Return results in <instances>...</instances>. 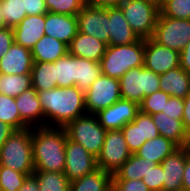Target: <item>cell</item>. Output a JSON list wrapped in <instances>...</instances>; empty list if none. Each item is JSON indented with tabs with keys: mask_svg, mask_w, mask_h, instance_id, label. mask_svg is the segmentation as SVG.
I'll use <instances>...</instances> for the list:
<instances>
[{
	"mask_svg": "<svg viewBox=\"0 0 190 191\" xmlns=\"http://www.w3.org/2000/svg\"><path fill=\"white\" fill-rule=\"evenodd\" d=\"M44 114V126L65 127L86 114L85 92L76 86L55 87L38 92Z\"/></svg>",
	"mask_w": 190,
	"mask_h": 191,
	"instance_id": "obj_1",
	"label": "cell"
},
{
	"mask_svg": "<svg viewBox=\"0 0 190 191\" xmlns=\"http://www.w3.org/2000/svg\"><path fill=\"white\" fill-rule=\"evenodd\" d=\"M67 138L64 127H32L31 140L35 171L64 173Z\"/></svg>",
	"mask_w": 190,
	"mask_h": 191,
	"instance_id": "obj_2",
	"label": "cell"
},
{
	"mask_svg": "<svg viewBox=\"0 0 190 191\" xmlns=\"http://www.w3.org/2000/svg\"><path fill=\"white\" fill-rule=\"evenodd\" d=\"M145 39L132 44L107 45L100 60L101 73L120 79L128 70L144 65Z\"/></svg>",
	"mask_w": 190,
	"mask_h": 191,
	"instance_id": "obj_3",
	"label": "cell"
},
{
	"mask_svg": "<svg viewBox=\"0 0 190 191\" xmlns=\"http://www.w3.org/2000/svg\"><path fill=\"white\" fill-rule=\"evenodd\" d=\"M32 128L15 130L0 149V165L31 175L35 171L33 161Z\"/></svg>",
	"mask_w": 190,
	"mask_h": 191,
	"instance_id": "obj_4",
	"label": "cell"
},
{
	"mask_svg": "<svg viewBox=\"0 0 190 191\" xmlns=\"http://www.w3.org/2000/svg\"><path fill=\"white\" fill-rule=\"evenodd\" d=\"M64 128L68 139L82 145L94 157L99 156L107 130L99 123L95 114L79 116Z\"/></svg>",
	"mask_w": 190,
	"mask_h": 191,
	"instance_id": "obj_5",
	"label": "cell"
},
{
	"mask_svg": "<svg viewBox=\"0 0 190 191\" xmlns=\"http://www.w3.org/2000/svg\"><path fill=\"white\" fill-rule=\"evenodd\" d=\"M119 7L139 38H152L160 14V4L153 0H126Z\"/></svg>",
	"mask_w": 190,
	"mask_h": 191,
	"instance_id": "obj_6",
	"label": "cell"
},
{
	"mask_svg": "<svg viewBox=\"0 0 190 191\" xmlns=\"http://www.w3.org/2000/svg\"><path fill=\"white\" fill-rule=\"evenodd\" d=\"M121 99L140 104L144 97L160 90L159 75L150 69L136 67L128 70L119 79Z\"/></svg>",
	"mask_w": 190,
	"mask_h": 191,
	"instance_id": "obj_7",
	"label": "cell"
},
{
	"mask_svg": "<svg viewBox=\"0 0 190 191\" xmlns=\"http://www.w3.org/2000/svg\"><path fill=\"white\" fill-rule=\"evenodd\" d=\"M152 39L163 46L181 52L190 40V20L159 14Z\"/></svg>",
	"mask_w": 190,
	"mask_h": 191,
	"instance_id": "obj_8",
	"label": "cell"
},
{
	"mask_svg": "<svg viewBox=\"0 0 190 191\" xmlns=\"http://www.w3.org/2000/svg\"><path fill=\"white\" fill-rule=\"evenodd\" d=\"M120 99L119 79L101 74L85 92L86 113L97 114Z\"/></svg>",
	"mask_w": 190,
	"mask_h": 191,
	"instance_id": "obj_9",
	"label": "cell"
},
{
	"mask_svg": "<svg viewBox=\"0 0 190 191\" xmlns=\"http://www.w3.org/2000/svg\"><path fill=\"white\" fill-rule=\"evenodd\" d=\"M131 154L122 130H107L101 153L97 157V167L113 175Z\"/></svg>",
	"mask_w": 190,
	"mask_h": 191,
	"instance_id": "obj_10",
	"label": "cell"
},
{
	"mask_svg": "<svg viewBox=\"0 0 190 191\" xmlns=\"http://www.w3.org/2000/svg\"><path fill=\"white\" fill-rule=\"evenodd\" d=\"M78 31L109 45V8L85 4L77 14Z\"/></svg>",
	"mask_w": 190,
	"mask_h": 191,
	"instance_id": "obj_11",
	"label": "cell"
},
{
	"mask_svg": "<svg viewBox=\"0 0 190 191\" xmlns=\"http://www.w3.org/2000/svg\"><path fill=\"white\" fill-rule=\"evenodd\" d=\"M66 162L64 174L69 181H74L88 175L97 169V158L88 152L82 145L67 138L65 143Z\"/></svg>",
	"mask_w": 190,
	"mask_h": 191,
	"instance_id": "obj_12",
	"label": "cell"
},
{
	"mask_svg": "<svg viewBox=\"0 0 190 191\" xmlns=\"http://www.w3.org/2000/svg\"><path fill=\"white\" fill-rule=\"evenodd\" d=\"M161 75L180 66V52L156 43L152 38L145 39L144 65Z\"/></svg>",
	"mask_w": 190,
	"mask_h": 191,
	"instance_id": "obj_13",
	"label": "cell"
},
{
	"mask_svg": "<svg viewBox=\"0 0 190 191\" xmlns=\"http://www.w3.org/2000/svg\"><path fill=\"white\" fill-rule=\"evenodd\" d=\"M139 112V104L120 99L95 115L105 130H116L122 129L129 122H133Z\"/></svg>",
	"mask_w": 190,
	"mask_h": 191,
	"instance_id": "obj_14",
	"label": "cell"
},
{
	"mask_svg": "<svg viewBox=\"0 0 190 191\" xmlns=\"http://www.w3.org/2000/svg\"><path fill=\"white\" fill-rule=\"evenodd\" d=\"M33 58L31 50L15 41L0 59V74H31Z\"/></svg>",
	"mask_w": 190,
	"mask_h": 191,
	"instance_id": "obj_15",
	"label": "cell"
},
{
	"mask_svg": "<svg viewBox=\"0 0 190 191\" xmlns=\"http://www.w3.org/2000/svg\"><path fill=\"white\" fill-rule=\"evenodd\" d=\"M163 168L162 191H182L185 168V147H179L161 163Z\"/></svg>",
	"mask_w": 190,
	"mask_h": 191,
	"instance_id": "obj_16",
	"label": "cell"
},
{
	"mask_svg": "<svg viewBox=\"0 0 190 191\" xmlns=\"http://www.w3.org/2000/svg\"><path fill=\"white\" fill-rule=\"evenodd\" d=\"M78 32L77 17L47 12L44 33L69 45Z\"/></svg>",
	"mask_w": 190,
	"mask_h": 191,
	"instance_id": "obj_17",
	"label": "cell"
},
{
	"mask_svg": "<svg viewBox=\"0 0 190 191\" xmlns=\"http://www.w3.org/2000/svg\"><path fill=\"white\" fill-rule=\"evenodd\" d=\"M21 120L28 127L44 126V114L38 92L31 87L15 98Z\"/></svg>",
	"mask_w": 190,
	"mask_h": 191,
	"instance_id": "obj_18",
	"label": "cell"
},
{
	"mask_svg": "<svg viewBox=\"0 0 190 191\" xmlns=\"http://www.w3.org/2000/svg\"><path fill=\"white\" fill-rule=\"evenodd\" d=\"M45 14L27 15L14 30V40L20 46L32 49L36 42L45 35Z\"/></svg>",
	"mask_w": 190,
	"mask_h": 191,
	"instance_id": "obj_19",
	"label": "cell"
},
{
	"mask_svg": "<svg viewBox=\"0 0 190 191\" xmlns=\"http://www.w3.org/2000/svg\"><path fill=\"white\" fill-rule=\"evenodd\" d=\"M139 39L125 19L121 8L109 7V45L132 44Z\"/></svg>",
	"mask_w": 190,
	"mask_h": 191,
	"instance_id": "obj_20",
	"label": "cell"
},
{
	"mask_svg": "<svg viewBox=\"0 0 190 191\" xmlns=\"http://www.w3.org/2000/svg\"><path fill=\"white\" fill-rule=\"evenodd\" d=\"M107 48V44L101 40L77 32L76 36L68 45V53L73 56L100 62Z\"/></svg>",
	"mask_w": 190,
	"mask_h": 191,
	"instance_id": "obj_21",
	"label": "cell"
},
{
	"mask_svg": "<svg viewBox=\"0 0 190 191\" xmlns=\"http://www.w3.org/2000/svg\"><path fill=\"white\" fill-rule=\"evenodd\" d=\"M160 90L184 99L190 93V74L180 66L159 75Z\"/></svg>",
	"mask_w": 190,
	"mask_h": 191,
	"instance_id": "obj_22",
	"label": "cell"
},
{
	"mask_svg": "<svg viewBox=\"0 0 190 191\" xmlns=\"http://www.w3.org/2000/svg\"><path fill=\"white\" fill-rule=\"evenodd\" d=\"M159 134L174 142L178 147H186L188 132L183 121L167 116L163 112L151 115Z\"/></svg>",
	"mask_w": 190,
	"mask_h": 191,
	"instance_id": "obj_23",
	"label": "cell"
},
{
	"mask_svg": "<svg viewBox=\"0 0 190 191\" xmlns=\"http://www.w3.org/2000/svg\"><path fill=\"white\" fill-rule=\"evenodd\" d=\"M33 62H55L68 53V45L51 36H42L31 49Z\"/></svg>",
	"mask_w": 190,
	"mask_h": 191,
	"instance_id": "obj_24",
	"label": "cell"
},
{
	"mask_svg": "<svg viewBox=\"0 0 190 191\" xmlns=\"http://www.w3.org/2000/svg\"><path fill=\"white\" fill-rule=\"evenodd\" d=\"M178 148L174 142L159 135L144 142L135 154L149 161L152 160L155 164H160Z\"/></svg>",
	"mask_w": 190,
	"mask_h": 191,
	"instance_id": "obj_25",
	"label": "cell"
},
{
	"mask_svg": "<svg viewBox=\"0 0 190 191\" xmlns=\"http://www.w3.org/2000/svg\"><path fill=\"white\" fill-rule=\"evenodd\" d=\"M157 164L152 160L144 159L135 153L112 175V180H142L151 168Z\"/></svg>",
	"mask_w": 190,
	"mask_h": 191,
	"instance_id": "obj_26",
	"label": "cell"
},
{
	"mask_svg": "<svg viewBox=\"0 0 190 191\" xmlns=\"http://www.w3.org/2000/svg\"><path fill=\"white\" fill-rule=\"evenodd\" d=\"M112 187V174L95 169L88 175L70 182L69 191H108Z\"/></svg>",
	"mask_w": 190,
	"mask_h": 191,
	"instance_id": "obj_27",
	"label": "cell"
},
{
	"mask_svg": "<svg viewBox=\"0 0 190 191\" xmlns=\"http://www.w3.org/2000/svg\"><path fill=\"white\" fill-rule=\"evenodd\" d=\"M31 80L32 87L37 92L57 87L55 64L53 62H33Z\"/></svg>",
	"mask_w": 190,
	"mask_h": 191,
	"instance_id": "obj_28",
	"label": "cell"
},
{
	"mask_svg": "<svg viewBox=\"0 0 190 191\" xmlns=\"http://www.w3.org/2000/svg\"><path fill=\"white\" fill-rule=\"evenodd\" d=\"M101 74L99 62L76 57V87L79 90L86 92Z\"/></svg>",
	"mask_w": 190,
	"mask_h": 191,
	"instance_id": "obj_29",
	"label": "cell"
},
{
	"mask_svg": "<svg viewBox=\"0 0 190 191\" xmlns=\"http://www.w3.org/2000/svg\"><path fill=\"white\" fill-rule=\"evenodd\" d=\"M53 63L55 64L57 87L76 86V56L67 53Z\"/></svg>",
	"mask_w": 190,
	"mask_h": 191,
	"instance_id": "obj_30",
	"label": "cell"
},
{
	"mask_svg": "<svg viewBox=\"0 0 190 191\" xmlns=\"http://www.w3.org/2000/svg\"><path fill=\"white\" fill-rule=\"evenodd\" d=\"M31 87V74H1L0 76V94L16 98Z\"/></svg>",
	"mask_w": 190,
	"mask_h": 191,
	"instance_id": "obj_31",
	"label": "cell"
},
{
	"mask_svg": "<svg viewBox=\"0 0 190 191\" xmlns=\"http://www.w3.org/2000/svg\"><path fill=\"white\" fill-rule=\"evenodd\" d=\"M39 191H69L70 181L63 172L34 171Z\"/></svg>",
	"mask_w": 190,
	"mask_h": 191,
	"instance_id": "obj_32",
	"label": "cell"
},
{
	"mask_svg": "<svg viewBox=\"0 0 190 191\" xmlns=\"http://www.w3.org/2000/svg\"><path fill=\"white\" fill-rule=\"evenodd\" d=\"M0 121L9 124L15 130L28 128L21 120L15 98L4 94H0Z\"/></svg>",
	"mask_w": 190,
	"mask_h": 191,
	"instance_id": "obj_33",
	"label": "cell"
},
{
	"mask_svg": "<svg viewBox=\"0 0 190 191\" xmlns=\"http://www.w3.org/2000/svg\"><path fill=\"white\" fill-rule=\"evenodd\" d=\"M5 27H16L26 16L23 0H0Z\"/></svg>",
	"mask_w": 190,
	"mask_h": 191,
	"instance_id": "obj_34",
	"label": "cell"
},
{
	"mask_svg": "<svg viewBox=\"0 0 190 191\" xmlns=\"http://www.w3.org/2000/svg\"><path fill=\"white\" fill-rule=\"evenodd\" d=\"M121 130L132 154L147 141L146 139H143L142 112H139L133 122L127 123Z\"/></svg>",
	"mask_w": 190,
	"mask_h": 191,
	"instance_id": "obj_35",
	"label": "cell"
},
{
	"mask_svg": "<svg viewBox=\"0 0 190 191\" xmlns=\"http://www.w3.org/2000/svg\"><path fill=\"white\" fill-rule=\"evenodd\" d=\"M160 13L170 18L190 20V0H163Z\"/></svg>",
	"mask_w": 190,
	"mask_h": 191,
	"instance_id": "obj_36",
	"label": "cell"
},
{
	"mask_svg": "<svg viewBox=\"0 0 190 191\" xmlns=\"http://www.w3.org/2000/svg\"><path fill=\"white\" fill-rule=\"evenodd\" d=\"M45 4L48 12L77 16L86 0H45Z\"/></svg>",
	"mask_w": 190,
	"mask_h": 191,
	"instance_id": "obj_37",
	"label": "cell"
},
{
	"mask_svg": "<svg viewBox=\"0 0 190 191\" xmlns=\"http://www.w3.org/2000/svg\"><path fill=\"white\" fill-rule=\"evenodd\" d=\"M28 175L0 165L1 191H18Z\"/></svg>",
	"mask_w": 190,
	"mask_h": 191,
	"instance_id": "obj_38",
	"label": "cell"
},
{
	"mask_svg": "<svg viewBox=\"0 0 190 191\" xmlns=\"http://www.w3.org/2000/svg\"><path fill=\"white\" fill-rule=\"evenodd\" d=\"M169 98L170 95L164 91H155L153 94L143 98V101L139 104L140 112L148 115L162 112Z\"/></svg>",
	"mask_w": 190,
	"mask_h": 191,
	"instance_id": "obj_39",
	"label": "cell"
},
{
	"mask_svg": "<svg viewBox=\"0 0 190 191\" xmlns=\"http://www.w3.org/2000/svg\"><path fill=\"white\" fill-rule=\"evenodd\" d=\"M163 168L157 164L151 168L149 173L142 178V181L148 186L150 191H162L163 189Z\"/></svg>",
	"mask_w": 190,
	"mask_h": 191,
	"instance_id": "obj_40",
	"label": "cell"
},
{
	"mask_svg": "<svg viewBox=\"0 0 190 191\" xmlns=\"http://www.w3.org/2000/svg\"><path fill=\"white\" fill-rule=\"evenodd\" d=\"M114 191H150L142 180H112Z\"/></svg>",
	"mask_w": 190,
	"mask_h": 191,
	"instance_id": "obj_41",
	"label": "cell"
},
{
	"mask_svg": "<svg viewBox=\"0 0 190 191\" xmlns=\"http://www.w3.org/2000/svg\"><path fill=\"white\" fill-rule=\"evenodd\" d=\"M183 110L184 100L182 98L170 96L162 112L165 113L167 116L169 115L170 117H173L175 119L182 120Z\"/></svg>",
	"mask_w": 190,
	"mask_h": 191,
	"instance_id": "obj_42",
	"label": "cell"
},
{
	"mask_svg": "<svg viewBox=\"0 0 190 191\" xmlns=\"http://www.w3.org/2000/svg\"><path fill=\"white\" fill-rule=\"evenodd\" d=\"M142 132L143 139L146 140L153 139L160 135L151 115L142 113Z\"/></svg>",
	"mask_w": 190,
	"mask_h": 191,
	"instance_id": "obj_43",
	"label": "cell"
},
{
	"mask_svg": "<svg viewBox=\"0 0 190 191\" xmlns=\"http://www.w3.org/2000/svg\"><path fill=\"white\" fill-rule=\"evenodd\" d=\"M14 41L13 28L5 27L0 29V59L7 53Z\"/></svg>",
	"mask_w": 190,
	"mask_h": 191,
	"instance_id": "obj_44",
	"label": "cell"
},
{
	"mask_svg": "<svg viewBox=\"0 0 190 191\" xmlns=\"http://www.w3.org/2000/svg\"><path fill=\"white\" fill-rule=\"evenodd\" d=\"M27 15H41L48 12L45 0H23Z\"/></svg>",
	"mask_w": 190,
	"mask_h": 191,
	"instance_id": "obj_45",
	"label": "cell"
},
{
	"mask_svg": "<svg viewBox=\"0 0 190 191\" xmlns=\"http://www.w3.org/2000/svg\"><path fill=\"white\" fill-rule=\"evenodd\" d=\"M182 191H190V151L185 147V168L183 173Z\"/></svg>",
	"mask_w": 190,
	"mask_h": 191,
	"instance_id": "obj_46",
	"label": "cell"
},
{
	"mask_svg": "<svg viewBox=\"0 0 190 191\" xmlns=\"http://www.w3.org/2000/svg\"><path fill=\"white\" fill-rule=\"evenodd\" d=\"M180 67L190 74V40L180 52Z\"/></svg>",
	"mask_w": 190,
	"mask_h": 191,
	"instance_id": "obj_47",
	"label": "cell"
},
{
	"mask_svg": "<svg viewBox=\"0 0 190 191\" xmlns=\"http://www.w3.org/2000/svg\"><path fill=\"white\" fill-rule=\"evenodd\" d=\"M126 0H86V3L95 7L109 8L120 6Z\"/></svg>",
	"mask_w": 190,
	"mask_h": 191,
	"instance_id": "obj_48",
	"label": "cell"
},
{
	"mask_svg": "<svg viewBox=\"0 0 190 191\" xmlns=\"http://www.w3.org/2000/svg\"><path fill=\"white\" fill-rule=\"evenodd\" d=\"M18 191H39L37 177L34 174L28 175Z\"/></svg>",
	"mask_w": 190,
	"mask_h": 191,
	"instance_id": "obj_49",
	"label": "cell"
},
{
	"mask_svg": "<svg viewBox=\"0 0 190 191\" xmlns=\"http://www.w3.org/2000/svg\"><path fill=\"white\" fill-rule=\"evenodd\" d=\"M184 110H183V125L187 132L190 131V93L183 99Z\"/></svg>",
	"mask_w": 190,
	"mask_h": 191,
	"instance_id": "obj_50",
	"label": "cell"
},
{
	"mask_svg": "<svg viewBox=\"0 0 190 191\" xmlns=\"http://www.w3.org/2000/svg\"><path fill=\"white\" fill-rule=\"evenodd\" d=\"M15 129L7 123L0 121V149Z\"/></svg>",
	"mask_w": 190,
	"mask_h": 191,
	"instance_id": "obj_51",
	"label": "cell"
},
{
	"mask_svg": "<svg viewBox=\"0 0 190 191\" xmlns=\"http://www.w3.org/2000/svg\"><path fill=\"white\" fill-rule=\"evenodd\" d=\"M5 28L4 17L0 10V29Z\"/></svg>",
	"mask_w": 190,
	"mask_h": 191,
	"instance_id": "obj_52",
	"label": "cell"
},
{
	"mask_svg": "<svg viewBox=\"0 0 190 191\" xmlns=\"http://www.w3.org/2000/svg\"><path fill=\"white\" fill-rule=\"evenodd\" d=\"M186 148L190 151V131L188 132V138H187Z\"/></svg>",
	"mask_w": 190,
	"mask_h": 191,
	"instance_id": "obj_53",
	"label": "cell"
},
{
	"mask_svg": "<svg viewBox=\"0 0 190 191\" xmlns=\"http://www.w3.org/2000/svg\"><path fill=\"white\" fill-rule=\"evenodd\" d=\"M156 1L158 4H160L163 0H153Z\"/></svg>",
	"mask_w": 190,
	"mask_h": 191,
	"instance_id": "obj_54",
	"label": "cell"
}]
</instances>
